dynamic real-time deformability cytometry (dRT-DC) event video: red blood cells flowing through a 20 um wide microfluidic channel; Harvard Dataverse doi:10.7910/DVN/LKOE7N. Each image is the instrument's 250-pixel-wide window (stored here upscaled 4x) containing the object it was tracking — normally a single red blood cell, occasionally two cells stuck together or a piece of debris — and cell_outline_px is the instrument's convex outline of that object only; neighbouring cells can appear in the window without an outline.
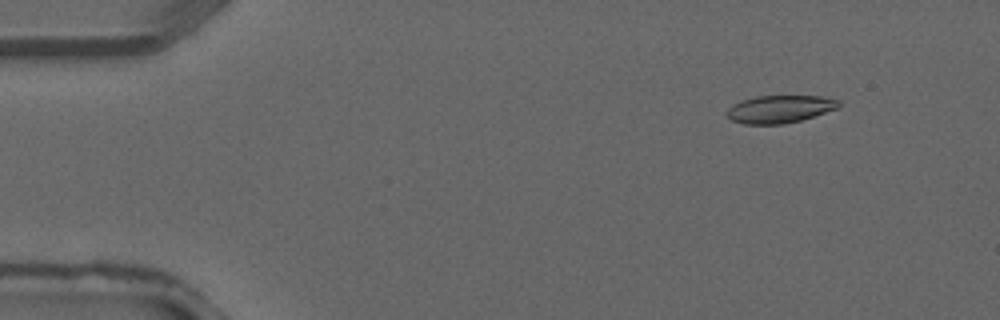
{"species": "common noctule bat (a hibernating species)", "species_latin": "Nyctalus noctula", "temperature_condition": "warm", "stored_images_in_passage": 39, "camera_frame_rate_fps": 3000, "um_per_image_px": 0.085, "animal": {"sex": "male", "forearm_length_mm": 52.5}, "frame": {"image": 1, "passage_image": 5, "time_ms": 1.333, "image_size_px": [1000, 320], "cell_outline_px": [[840, 104], [836, 108], [800, 120], [784, 124], [744, 124], [732, 120], [728, 116], [728, 108], [732, 104], [740, 100], [756, 96], [820, 96], [840, 100]], "centroid_in_image_um": [66.24, 9.26], "position_along_channel_um": 18.8, "area_um2": 17.8}}
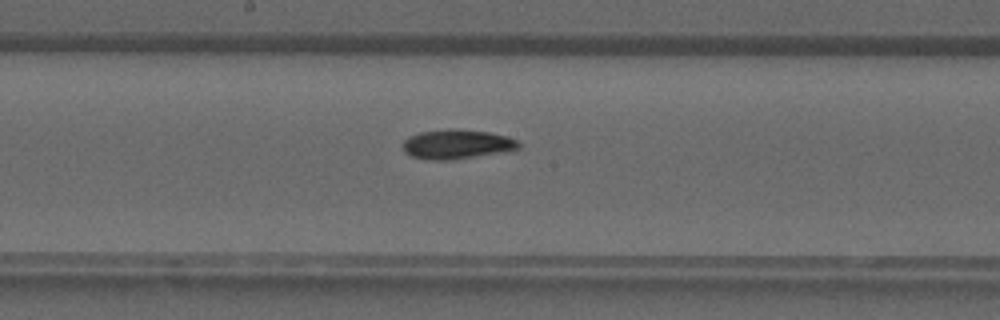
{"frame": {"image": 2, "passage_image": 21, "time_ms": 6.667, "image_size_px": [1000, 320], "cell_outline_px": [[520, 148], [452, 160], [424, 160], [412, 156], [404, 152], [400, 144], [408, 136], [420, 132], [448, 128], [456, 128], [488, 132], [504, 136], [516, 140], [520, 144]], "centroid_in_image_um": [38.72, 12.25], "position_along_channel_um": 209.5, "area_um2": 19.88}}
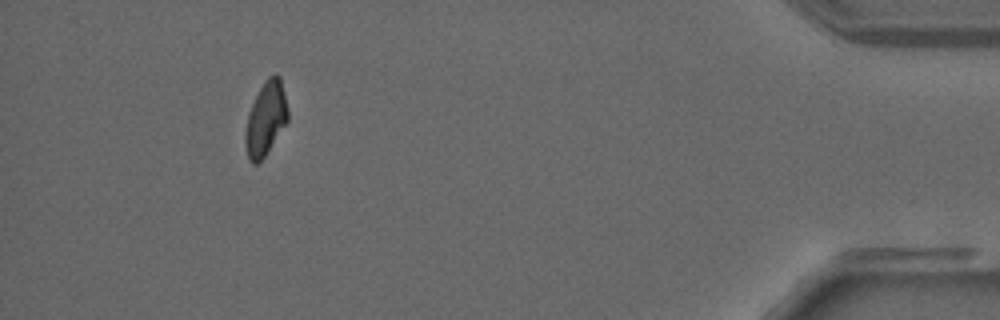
{"frame": {"image": 3, "passage_image": 36, "time_ms": 11.667, "image_size_px": [1000, 320], "cell_outline_px": [[288, 120], [264, 156], [256, 164], [252, 164], [248, 160], [244, 144], [244, 132], [248, 112], [264, 80], [268, 76], [276, 72], [280, 76], [288, 108]], "centroid_in_image_um": [22.56, 10.07], "position_along_channel_um": 412.6, "area_um2": 18.38}}